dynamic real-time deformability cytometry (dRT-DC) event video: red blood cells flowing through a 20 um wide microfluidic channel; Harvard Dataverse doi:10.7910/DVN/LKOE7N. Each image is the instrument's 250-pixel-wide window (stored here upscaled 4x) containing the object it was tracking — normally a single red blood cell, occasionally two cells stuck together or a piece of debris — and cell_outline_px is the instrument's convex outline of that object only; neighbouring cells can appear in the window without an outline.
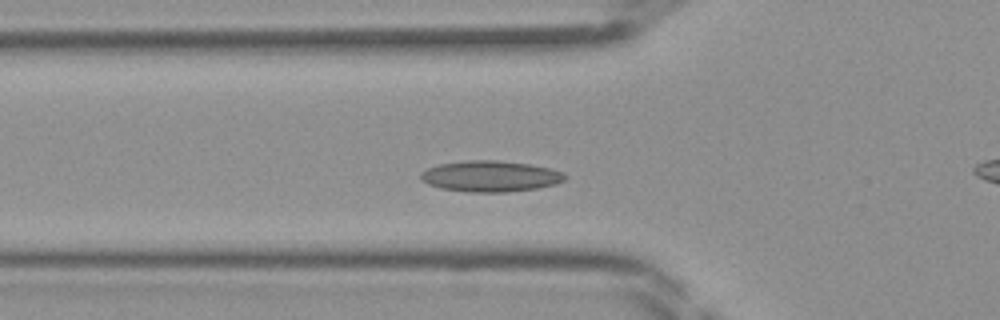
{"species": "Egyptian fruit bat (a non-hibernating species)", "species_latin": "Rousettus aegyptiacus", "temperature_condition": "room temperature", "stored_images_in_passage": 43, "camera_frame_rate_fps": 3000, "um_per_image_px": 0.085, "frame": {"image": 1, "passage_image": 12, "time_ms": 3.667, "image_size_px": [1000, 320], "cell_outline_px": [[568, 176], [564, 180], [556, 184], [536, 188], [508, 192], [472, 192], [440, 188], [428, 184], [420, 180], [420, 172], [428, 168], [440, 164], [464, 160], [496, 160], [528, 164], [548, 168], [564, 172]], "centroid_in_image_um": [41.67, 14.98], "position_along_channel_um": 84.1, "area_um2": 26.07}}
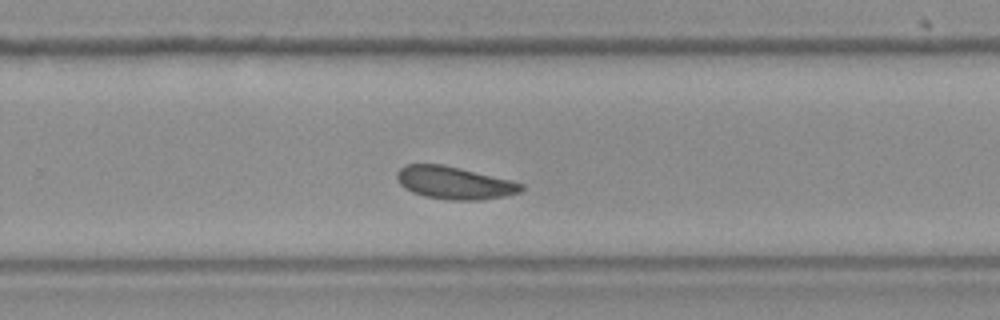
{"frame": {"image": 2, "passage_image": 26, "time_ms": 8.333, "image_size_px": [1000, 320], "cell_outline_px": [[524, 188], [520, 192], [504, 196], [480, 200], [448, 200], [424, 196], [412, 192], [404, 188], [396, 180], [396, 172], [404, 164], [440, 164], [460, 168], [524, 184]], "centroid_in_image_um": [38.56, 15.54], "position_along_channel_um": 291.2, "area_um2": 23.52}}
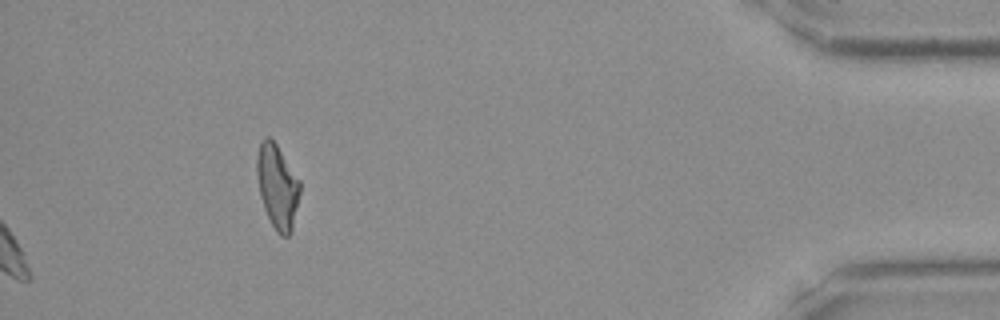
{"frame": {"image": 3, "passage_image": 43, "time_ms": 14.0, "image_size_px": [1000, 320], "cell_outline_px": [[300, 192], [292, 232], [288, 236], [280, 236], [276, 232], [264, 208], [260, 196], [256, 172], [256, 156], [260, 140], [264, 136], [268, 136], [276, 144], [300, 180]], "centroid_in_image_um": [23.56, 15.84], "position_along_channel_um": 411.6, "area_um2": 21.27}}